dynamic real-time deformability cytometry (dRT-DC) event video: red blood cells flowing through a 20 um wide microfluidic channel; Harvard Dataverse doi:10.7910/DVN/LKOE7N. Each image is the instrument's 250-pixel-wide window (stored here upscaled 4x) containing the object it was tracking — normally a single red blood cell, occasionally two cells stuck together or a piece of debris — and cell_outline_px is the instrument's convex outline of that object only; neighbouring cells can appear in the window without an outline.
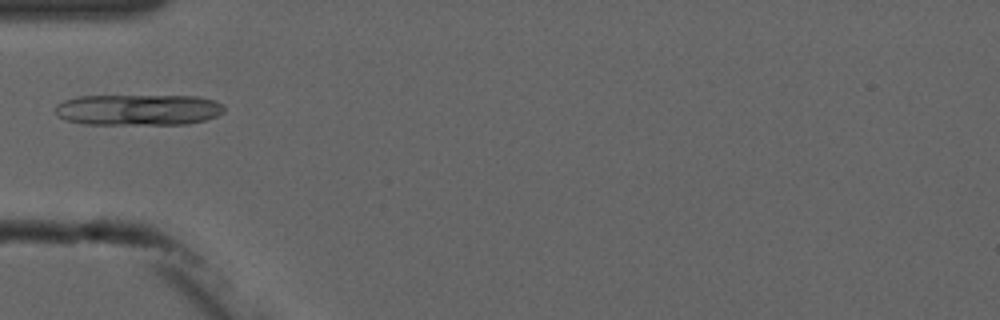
{"species": "common noctule bat (a hibernating species)", "species_latin": "Nyctalus noctula", "temperature_condition": "cold", "stored_images_in_passage": 2, "camera_frame_rate_fps": 3000, "um_per_image_px": 0.085, "animal": {"sex": "male", "forearm_length_mm": 52.5}, "frame": {"image": 1, "passage_image": 1, "time_ms": 0.0, "image_size_px": [1000, 320], "cell_outline_px": [[224, 112], [216, 116], [204, 120], [188, 124], [84, 124], [68, 120], [56, 116], [56, 104], [64, 100], [76, 96], [196, 96], [216, 100], [224, 104]], "centroid_in_image_um": [11.77, 9.33], "position_along_channel_um": 73.2, "area_um2": 30.75}}
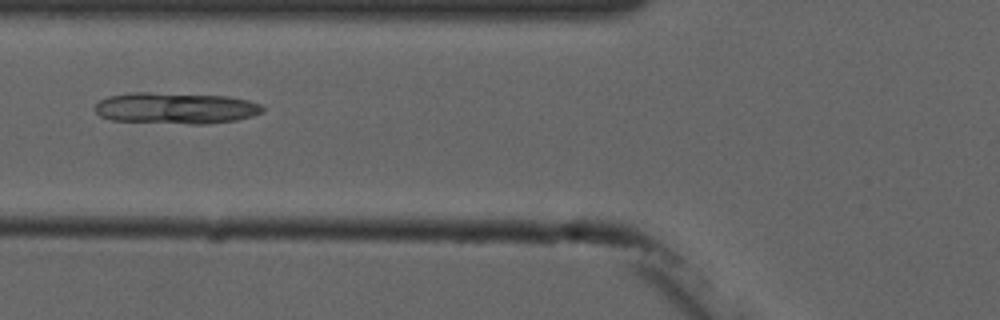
{"frame": {"image": 2, "passage_image": 2, "time_ms": 1.0, "image_size_px": [1000, 320], "cell_outline_px": [[264, 112], [252, 116], [236, 120], [208, 124], [188, 124], [112, 120], [100, 116], [92, 108], [100, 100], [108, 96], [128, 92], [148, 92], [228, 96], [248, 100], [260, 104], [264, 108]], "centroid_in_image_um": [14.92, 9.19], "position_along_channel_um": 110.9, "area_um2": 30.87}}